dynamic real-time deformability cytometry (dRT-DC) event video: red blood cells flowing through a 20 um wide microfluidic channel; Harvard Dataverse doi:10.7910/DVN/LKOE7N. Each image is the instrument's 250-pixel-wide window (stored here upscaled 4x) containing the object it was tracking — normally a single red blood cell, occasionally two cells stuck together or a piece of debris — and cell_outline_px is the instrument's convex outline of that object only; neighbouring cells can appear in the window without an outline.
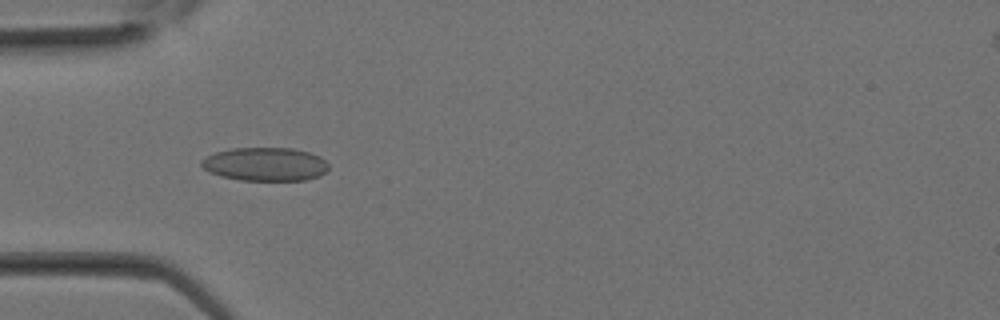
{"species": "Egyptian fruit bat (a non-hibernating species)", "species_latin": "Rousettus aegyptiacus", "temperature_condition": "room temperature", "stored_images_in_passage": 30, "camera_frame_rate_fps": 3000, "um_per_image_px": 0.085, "animal": {"sex": "female"}, "frame": {"image": 1, "passage_image": 9, "time_ms": 2.667, "image_size_px": [1000, 320], "cell_outline_px": [[328, 168], [320, 176], [304, 180], [240, 180], [220, 176], [208, 172], [200, 164], [200, 160], [216, 152], [232, 148], [292, 148], [308, 152], [320, 156], [328, 164]], "centroid_in_image_um": [22.53, 13.96], "position_along_channel_um": 62.5, "area_um2": 24.8}}
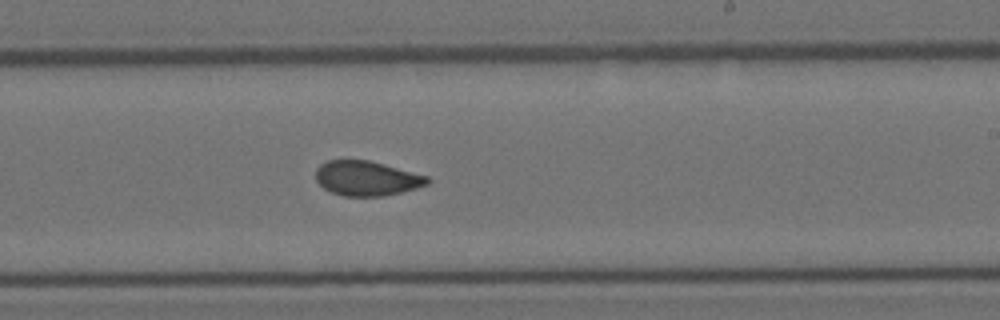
{"frame": {"image": 2, "passage_image": 18, "time_ms": 5.667, "image_size_px": [1000, 320], "cell_outline_px": [[432, 180], [428, 184], [416, 188], [384, 196], [344, 196], [332, 192], [324, 188], [316, 180], [316, 168], [320, 164], [328, 160], [368, 160], [384, 164], [428, 176]], "centroid_in_image_um": [31.17, 15.15], "position_along_channel_um": 257.8, "area_um2": 22.54}}
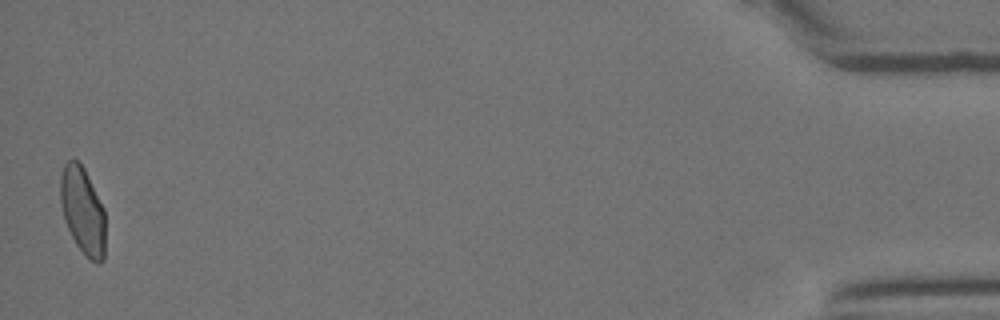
{"frame": {"image": 3, "passage_image": 30, "time_ms": 9.667, "image_size_px": [1000, 320], "cell_outline_px": [[104, 260], [100, 264], [96, 264], [76, 244], [64, 220], [60, 204], [60, 176], [64, 164], [68, 160], [76, 160], [84, 168], [104, 208]], "centroid_in_image_um": [7.02, 17.9], "position_along_channel_um": 428.2, "area_um2": 22.66}}